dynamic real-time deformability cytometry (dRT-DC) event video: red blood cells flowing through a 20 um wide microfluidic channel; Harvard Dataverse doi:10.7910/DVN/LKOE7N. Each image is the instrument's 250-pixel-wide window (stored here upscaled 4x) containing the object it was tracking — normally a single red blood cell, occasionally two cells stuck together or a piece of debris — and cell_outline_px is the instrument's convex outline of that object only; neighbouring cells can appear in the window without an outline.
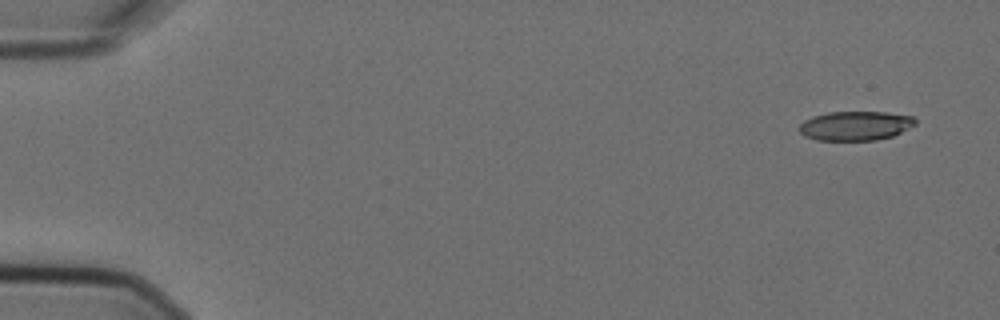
{"species": "Egyptian fruit bat (a non-hibernating species)", "species_latin": "Rousettus aegyptiacus", "temperature_condition": "cold", "stored_images_in_passage": 4, "camera_frame_rate_fps": 3000, "um_per_image_px": 0.085, "animal": {"sex": "female"}, "frame": {"image": 1, "passage_image": 1, "time_ms": 0.0, "image_size_px": [1000, 320], "cell_outline_px": [[916, 124], [892, 136], [876, 140], [816, 140], [804, 136], [800, 132], [800, 124], [804, 120], [812, 116], [828, 112], [884, 112], [912, 116], [916, 120]], "centroid_in_image_um": [72.68, 10.69], "position_along_channel_um": 12.3, "area_um2": 19.71}}
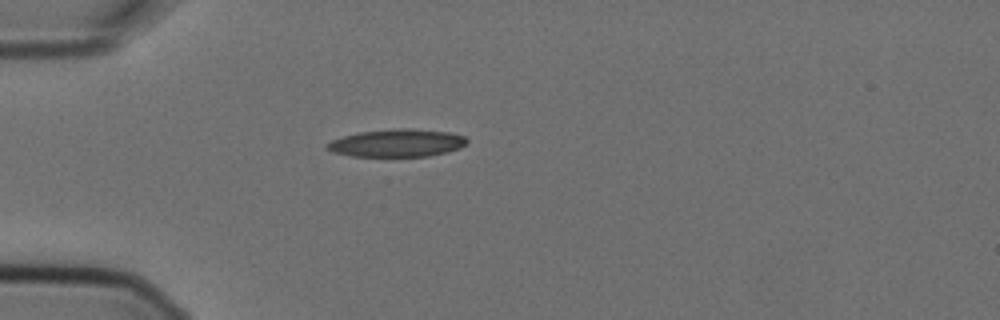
{"frame": {"image": 2, "passage_image": 4, "time_ms": 1.0, "image_size_px": [1000, 320], "cell_outline_px": [[468, 144], [460, 148], [448, 152], [428, 156], [352, 156], [332, 152], [324, 148], [324, 144], [332, 140], [344, 136], [360, 132], [392, 128], [408, 128], [448, 132], [464, 136], [468, 140]], "centroid_in_image_um": [33.74, 12.15], "position_along_channel_um": 51.3, "area_um2": 22.72}}